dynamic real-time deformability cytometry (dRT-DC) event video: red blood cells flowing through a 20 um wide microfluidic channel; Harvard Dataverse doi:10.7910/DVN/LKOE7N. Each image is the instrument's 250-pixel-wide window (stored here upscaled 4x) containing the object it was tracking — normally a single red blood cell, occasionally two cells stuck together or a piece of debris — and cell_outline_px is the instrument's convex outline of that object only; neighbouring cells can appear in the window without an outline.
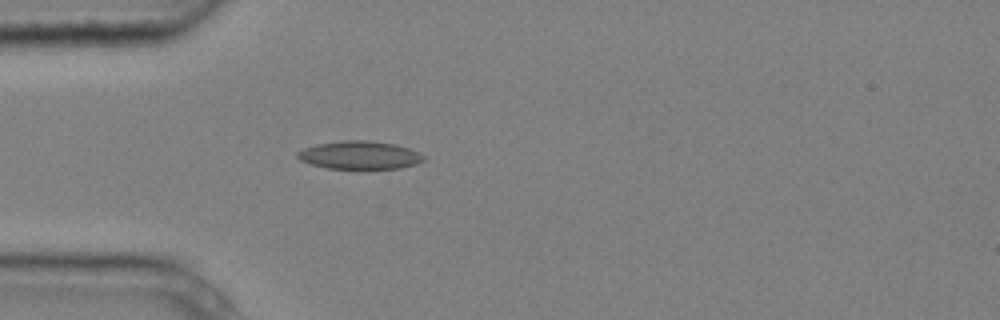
{"species": "common noctule bat (a hibernating species)", "species_latin": "Nyctalus noctula", "temperature_condition": "cold", "stored_images_in_passage": 1, "camera_frame_rate_fps": 3000, "um_per_image_px": 0.085, "animal": {"sex": "male", "body_mass_g": 20.4}, "frame": {"image": 1, "passage_image": 1, "time_ms": 0.0, "image_size_px": [1000, 320], "cell_outline_px": [[424, 160], [416, 164], [400, 168], [328, 168], [312, 164], [300, 160], [296, 156], [296, 152], [304, 148], [316, 144], [344, 140], [364, 140], [396, 144], [420, 152], [424, 156]], "centroid_in_image_um": [30.57, 13.17], "position_along_channel_um": 54.4, "area_um2": 20.52}}